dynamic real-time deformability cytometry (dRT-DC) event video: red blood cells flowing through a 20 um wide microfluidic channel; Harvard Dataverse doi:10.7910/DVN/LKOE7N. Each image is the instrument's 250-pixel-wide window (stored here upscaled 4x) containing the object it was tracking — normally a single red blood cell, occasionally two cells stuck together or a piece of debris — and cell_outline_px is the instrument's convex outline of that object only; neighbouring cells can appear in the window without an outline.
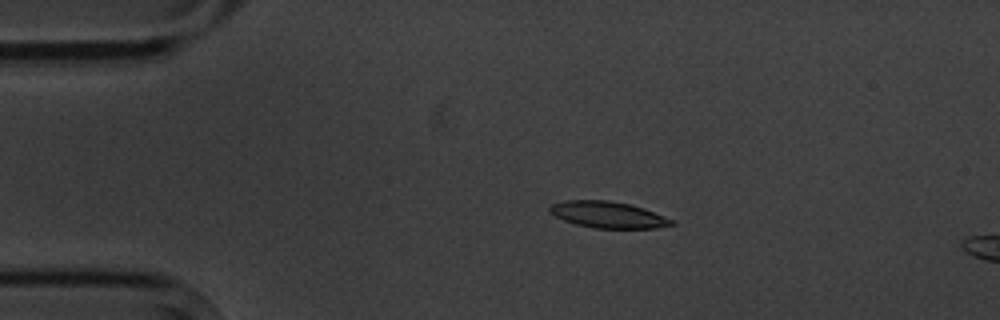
{"species": "common noctule bat (a hibernating species)", "species_latin": "Nyctalus noctula", "temperature_condition": "cold", "stored_images_in_passage": 3, "camera_frame_rate_fps": 3000, "um_per_image_px": 0.085, "animal": {"sex": "male", "body_mass_g": 20.1, "forearm_length_mm": 53.5}, "frame": {"image": 1, "passage_image": 2, "time_ms": 1.333, "image_size_px": [1000, 320], "cell_outline_px": [[676, 224], [656, 228], [596, 228], [576, 224], [564, 220], [548, 212], [548, 208], [552, 204], [564, 200], [608, 200], [628, 204], [644, 208], [672, 220]], "centroid_in_image_um": [51.65, 18.24], "position_along_channel_um": 33.4, "area_um2": 18.61}}